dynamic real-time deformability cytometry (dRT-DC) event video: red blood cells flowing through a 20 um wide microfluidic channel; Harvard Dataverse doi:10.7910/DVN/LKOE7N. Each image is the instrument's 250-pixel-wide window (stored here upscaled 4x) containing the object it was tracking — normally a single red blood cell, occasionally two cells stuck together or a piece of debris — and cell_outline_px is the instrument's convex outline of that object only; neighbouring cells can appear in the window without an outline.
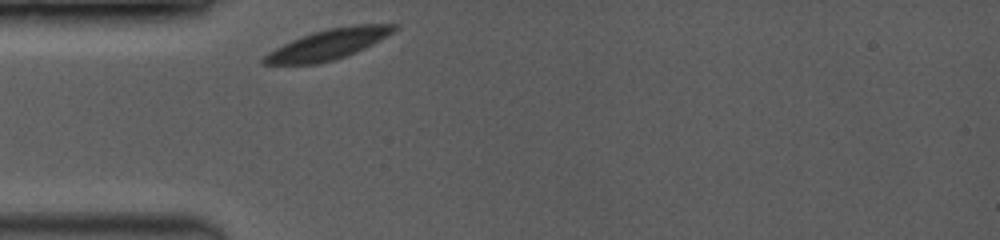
{"species": "common noctule bat (a hibernating species)", "species_latin": "Nyctalus noctula", "temperature_condition": "room temperature", "stored_images_in_passage": 34, "camera_frame_rate_fps": 3500, "um_per_image_px": 0.085, "animal": {"sex": "female", "body_mass_g": 19.0, "forearm_length_mm": 53.3}, "frame": {"image": 1, "passage_image": 1, "time_ms": 0.0, "image_size_px": [1000, 240], "cell_outline_px": [[400, 24], [388, 36], [356, 52], [332, 60], [316, 64], [264, 64], [260, 60], [268, 52], [300, 36], [312, 32], [328, 28], [356, 24]], "centroid_in_image_um": [27.9, 3.75], "position_along_channel_um": 57.1, "area_um2": 22.77}}
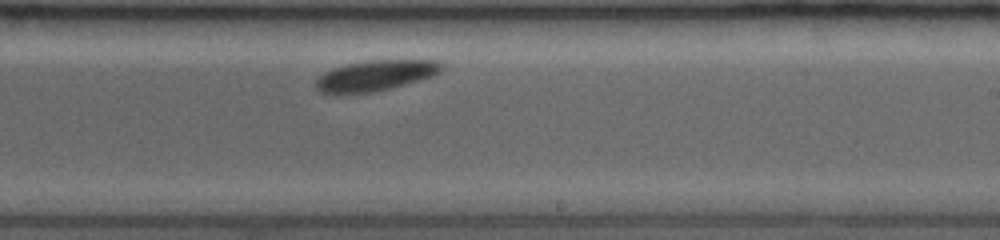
{"frame": {"image": 2, "passage_image": 20, "time_ms": 5.429, "image_size_px": [1000, 240], "cell_outline_px": [[444, 68], [440, 72], [432, 76], [420, 80], [372, 92], [340, 96], [320, 92], [316, 88], [316, 80], [324, 72], [348, 64], [368, 60], [436, 60], [444, 64]], "centroid_in_image_um": [31.9, 6.44], "position_along_channel_um": 257.1, "area_um2": 22.6}}
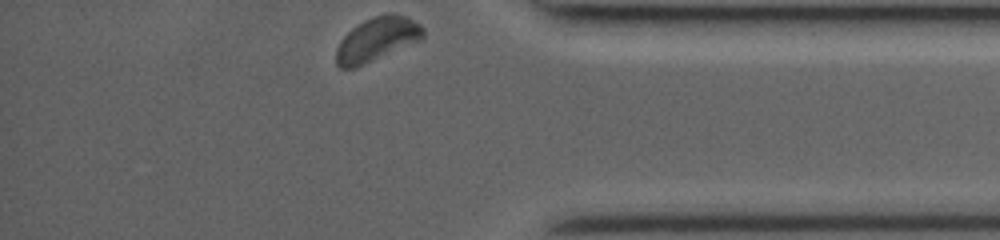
{"frame": {"image": 3, "passage_image": 34, "time_ms": 9.429, "image_size_px": [1000, 240], "cell_outline_px": [[424, 36], [420, 40], [356, 68], [340, 68], [336, 64], [336, 48], [340, 40], [352, 28], [364, 20], [372, 16], [404, 16], [420, 24], [424, 28]], "centroid_in_image_um": [32.0, 3.38], "position_along_channel_um": 403.2, "area_um2": 21.73}}